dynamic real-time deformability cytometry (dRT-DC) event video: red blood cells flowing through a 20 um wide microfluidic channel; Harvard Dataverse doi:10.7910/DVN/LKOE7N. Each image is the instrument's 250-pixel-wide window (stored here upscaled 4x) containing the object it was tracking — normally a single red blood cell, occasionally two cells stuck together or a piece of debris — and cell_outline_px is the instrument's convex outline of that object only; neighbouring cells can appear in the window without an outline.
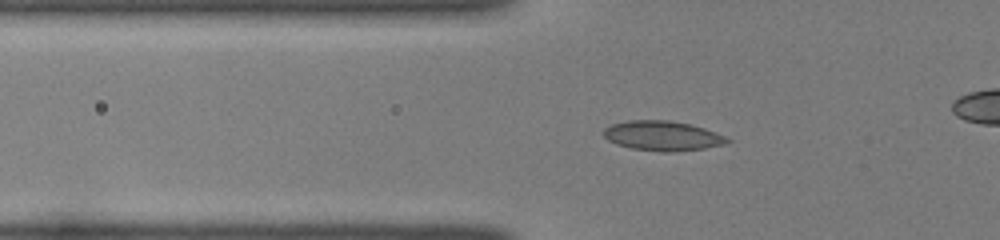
{"species": "common noctule bat (a hibernating species)", "species_latin": "Nyctalus noctula", "temperature_condition": "room temperature", "stored_images_in_passage": 49, "camera_frame_rate_fps": 3000, "um_per_image_px": 0.085, "animal": {"sex": "female", "body_mass_g": 22.0, "forearm_length_mm": 56.7}, "frame": {"image": 1, "passage_image": 21, "time_ms": 6.667, "image_size_px": [1000, 240], "cell_outline_px": [[732, 140], [724, 144], [704, 148], [672, 152], [660, 152], [632, 148], [616, 144], [608, 140], [604, 136], [604, 128], [612, 124], [628, 120], [668, 120], [688, 124], [704, 128], [716, 132]], "centroid_in_image_um": [56.3, 11.54], "position_along_channel_um": 69.5, "area_um2": 21.33}}
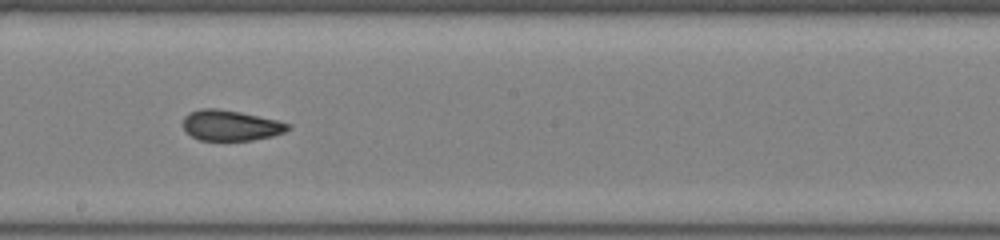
{"frame": {"image": 2, "passage_image": 33, "time_ms": 10.667, "image_size_px": [1000, 240], "cell_outline_px": [[292, 128], [284, 132], [272, 136], [252, 140], [200, 140], [192, 136], [184, 128], [184, 116], [188, 112], [200, 108], [216, 108], [240, 112], [276, 120], [292, 124]], "centroid_in_image_um": [19.62, 10.65], "position_along_channel_um": 228.6, "area_um2": 18.61}}
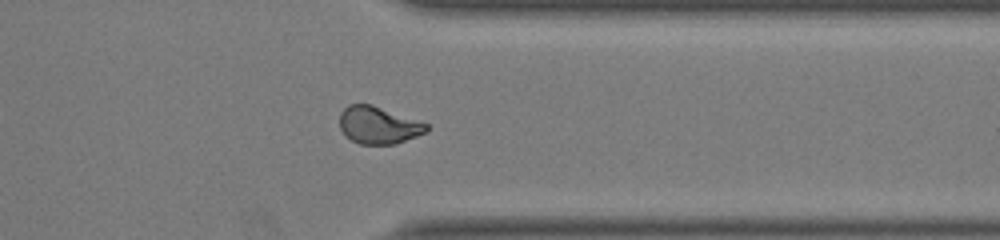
{"frame": {"image": 3, "passage_image": 44, "time_ms": 14.333, "image_size_px": [1000, 240], "cell_outline_px": [[428, 132], [396, 144], [360, 144], [352, 140], [340, 128], [340, 112], [348, 104], [372, 104], [428, 124]], "centroid_in_image_um": [32.18, 10.64], "position_along_channel_um": 379.2, "area_um2": 18.79}}